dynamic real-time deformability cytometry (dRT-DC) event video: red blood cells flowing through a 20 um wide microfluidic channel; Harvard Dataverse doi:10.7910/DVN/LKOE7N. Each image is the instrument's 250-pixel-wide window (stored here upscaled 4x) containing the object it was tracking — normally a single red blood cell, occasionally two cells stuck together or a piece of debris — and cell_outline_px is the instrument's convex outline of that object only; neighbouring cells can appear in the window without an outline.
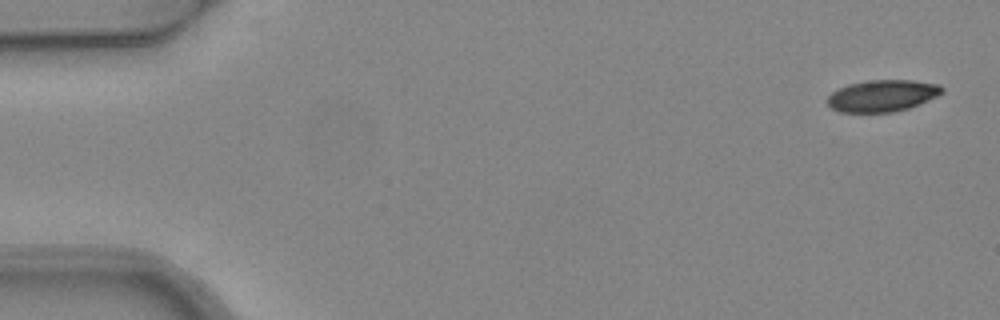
{"species": "common noctule bat (a hibernating species)", "species_latin": "Nyctalus noctula", "temperature_condition": "warm", "stored_images_in_passage": 4, "camera_frame_rate_fps": 3000, "um_per_image_px": 0.085, "animal": {"sex": "female", "body_mass_g": 24.6, "forearm_length_mm": 56.2}, "frame": {"image": 1, "passage_image": 1, "time_ms": 0.0, "image_size_px": [1000, 320], "cell_outline_px": [[944, 92], [936, 96], [908, 108], [892, 112], [840, 112], [832, 108], [824, 100], [832, 92], [848, 84], [868, 80], [912, 80], [940, 84], [944, 88]], "centroid_in_image_um": [74.98, 8.13], "position_along_channel_um": 10.0, "area_um2": 21.15}}